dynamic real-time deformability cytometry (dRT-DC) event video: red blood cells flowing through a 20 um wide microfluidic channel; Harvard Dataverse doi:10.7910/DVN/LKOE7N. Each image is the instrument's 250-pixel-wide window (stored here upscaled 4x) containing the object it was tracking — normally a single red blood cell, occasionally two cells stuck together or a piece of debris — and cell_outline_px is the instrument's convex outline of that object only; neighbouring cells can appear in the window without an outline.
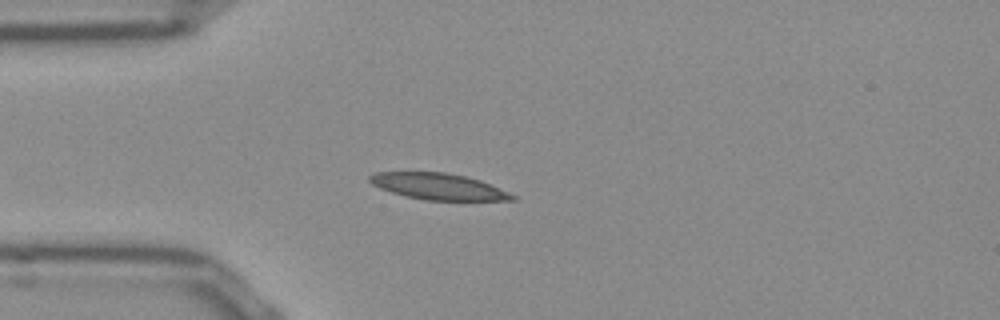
{"species": "Egyptian fruit bat (a non-hibernating species)", "species_latin": "Rousettus aegyptiacus", "temperature_condition": "room temperature", "stored_images_in_passage": 37, "camera_frame_rate_fps": 3000, "um_per_image_px": 0.085, "frame": {"image": 1, "passage_image": 8, "time_ms": 2.333, "image_size_px": [1000, 320], "cell_outline_px": [[516, 200], [424, 200], [404, 196], [380, 188], [372, 184], [368, 180], [368, 176], [376, 172], [444, 172], [464, 176], [480, 180], [508, 192], [516, 196]], "centroid_in_image_um": [37.23, 15.85], "position_along_channel_um": 47.8, "area_um2": 21.73}}
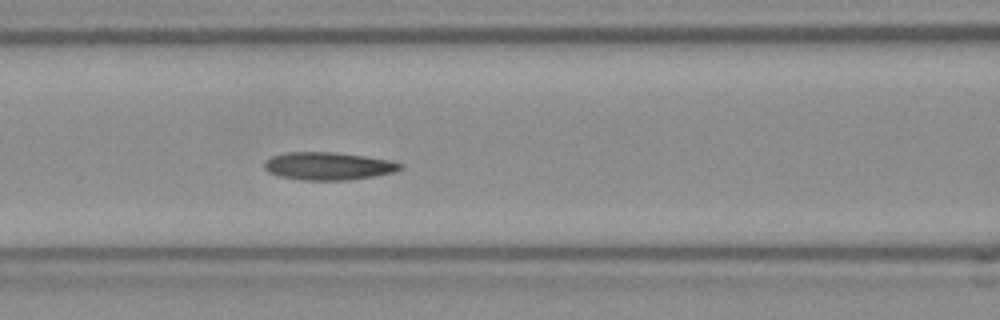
{"frame": {"image": 2, "passage_image": 16, "time_ms": 5.0, "image_size_px": [1000, 320], "cell_outline_px": [[404, 168], [392, 172], [372, 176], [348, 180], [304, 180], [280, 176], [268, 172], [264, 168], [264, 164], [272, 156], [288, 152], [332, 152], [364, 156], [388, 160], [404, 164]], "centroid_in_image_um": [27.91, 14.11], "position_along_channel_um": 138.7, "area_um2": 21.73}}
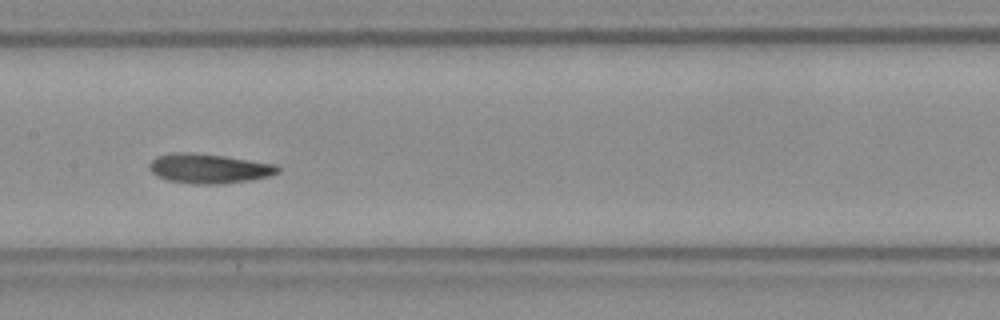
{"frame": {"image": 3, "passage_image": 20, "time_ms": 6.333, "image_size_px": [1000, 320], "cell_outline_px": [[280, 172], [268, 176], [252, 180], [220, 184], [196, 184], [168, 180], [156, 176], [148, 168], [148, 164], [156, 156], [172, 152], [192, 152], [224, 156], [276, 164], [280, 168]], "centroid_in_image_um": [17.74, 14.32], "position_along_channel_um": 189.7, "area_um2": 22.31}, "authors_computed_cell_mechanics": {"area_um2": 21.5016, "velocity_mm_per_s": 3.825, "shape_relaxation_time_tau1_ms": 4.6022, "shape_relaxation_time_tau2_ms": 4.0546, "deformation_change_tau1": 0.1445, "deformation_change_tau2": 0.1105}}